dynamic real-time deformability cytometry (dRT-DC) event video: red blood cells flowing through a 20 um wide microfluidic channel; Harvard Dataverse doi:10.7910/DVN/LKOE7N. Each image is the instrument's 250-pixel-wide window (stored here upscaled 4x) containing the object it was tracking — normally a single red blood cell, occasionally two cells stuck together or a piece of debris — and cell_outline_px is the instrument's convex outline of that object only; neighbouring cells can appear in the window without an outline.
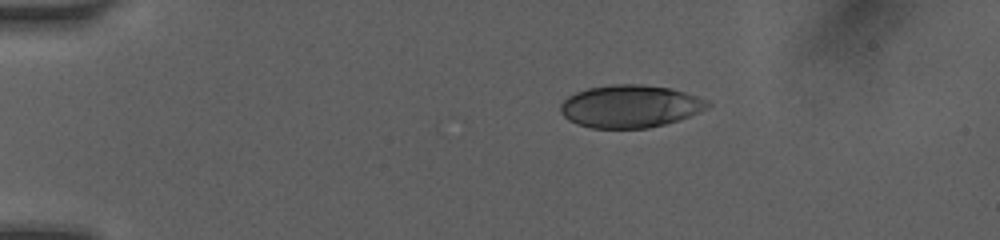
{"species": "human", "species_latin": "Homo sapiens", "temperature_condition": "room temperature", "stored_images_in_passage": 41, "camera_frame_rate_fps": 3000, "um_per_image_px": 0.085, "donor": {"sex": "female"}, "frame": {"image": 1, "passage_image": 1, "time_ms": 0.0, "image_size_px": [1000, 240], "cell_outline_px": [[712, 104], [688, 116], [664, 124], [648, 128], [592, 128], [580, 124], [564, 116], [560, 108], [560, 104], [568, 96], [576, 92], [588, 88], [612, 84], [644, 84], [672, 88], [696, 96]], "centroid_in_image_um": [53.53, 9.02], "position_along_channel_um": 31.5, "area_um2": 36.01}}
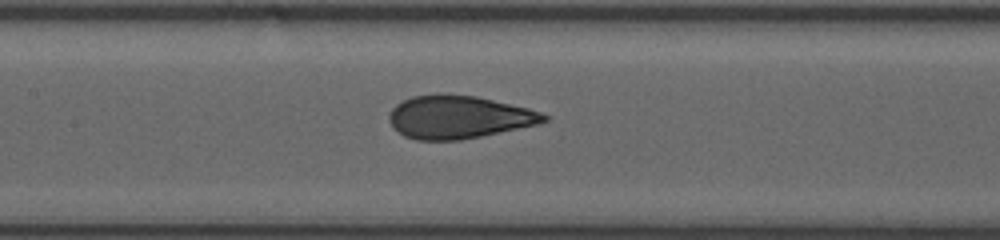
{"frame": {"image": 2, "passage_image": 16, "time_ms": 5.0, "image_size_px": [1000, 240], "cell_outline_px": [[548, 120], [536, 124], [480, 136], [460, 140], [416, 140], [404, 136], [388, 120], [388, 116], [392, 108], [396, 104], [412, 96], [436, 92], [440, 92], [476, 96], [528, 108], [540, 112], [548, 116]], "centroid_in_image_um": [38.94, 9.93], "position_along_channel_um": 168.5, "area_um2": 38.67}}
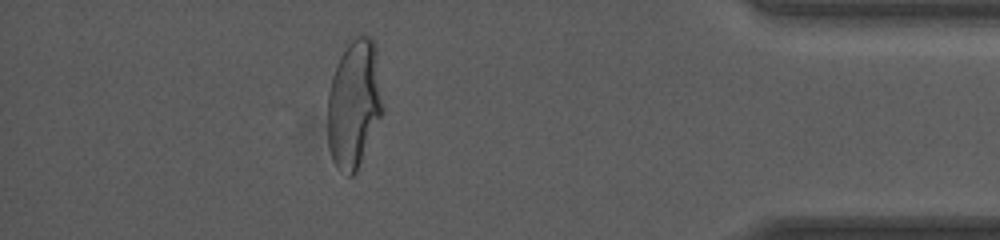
{"frame": {"image": 3, "passage_image": 36, "time_ms": 11.667, "image_size_px": [1000, 240], "cell_outline_px": [[384, 112], [356, 172], [352, 176], [348, 176], [332, 160], [328, 148], [328, 92], [332, 76], [340, 56], [348, 44], [356, 36], [368, 36], [376, 44], [384, 108]], "centroid_in_image_um": [30.12, 8.83], "position_along_channel_um": 405.1, "area_um2": 41.44}, "authors_computed_cell_mechanics": {"area_um2": 38.726, "velocity_mm_per_s": 4.1135, "shape_relaxation_time_tau1_ms": 5.4639, "shape_relaxation_time_tau2_ms": null, "deformation_change_tau1": 0.2004, "deformation_change_tau2": null}}